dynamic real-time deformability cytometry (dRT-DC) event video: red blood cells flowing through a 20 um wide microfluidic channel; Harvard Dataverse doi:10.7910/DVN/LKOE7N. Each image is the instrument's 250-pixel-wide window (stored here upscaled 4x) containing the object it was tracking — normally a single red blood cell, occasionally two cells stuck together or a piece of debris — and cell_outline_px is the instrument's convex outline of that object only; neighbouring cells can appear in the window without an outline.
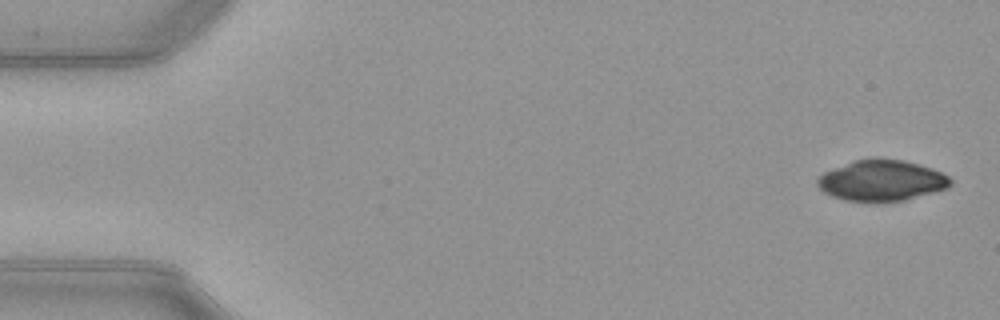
{"species": "common noctule bat (a hibernating species)", "species_latin": "Nyctalus noctula", "temperature_condition": "warm", "stored_images_in_passage": 51, "camera_frame_rate_fps": 3000, "um_per_image_px": 0.085, "animal": {"sex": "female", "body_mass_g": 21.9}, "frame": {"image": 1, "passage_image": 2, "time_ms": 0.333, "image_size_px": [1000, 320], "cell_outline_px": [[952, 184], [948, 188], [904, 200], [876, 204], [844, 200], [832, 196], [824, 192], [816, 184], [816, 180], [824, 172], [832, 168], [856, 160], [872, 156], [876, 156], [904, 160], [920, 164], [932, 168], [948, 176], [952, 180]], "centroid_in_image_um": [74.93, 15.35], "position_along_channel_um": 10.1, "area_um2": 32.54}}